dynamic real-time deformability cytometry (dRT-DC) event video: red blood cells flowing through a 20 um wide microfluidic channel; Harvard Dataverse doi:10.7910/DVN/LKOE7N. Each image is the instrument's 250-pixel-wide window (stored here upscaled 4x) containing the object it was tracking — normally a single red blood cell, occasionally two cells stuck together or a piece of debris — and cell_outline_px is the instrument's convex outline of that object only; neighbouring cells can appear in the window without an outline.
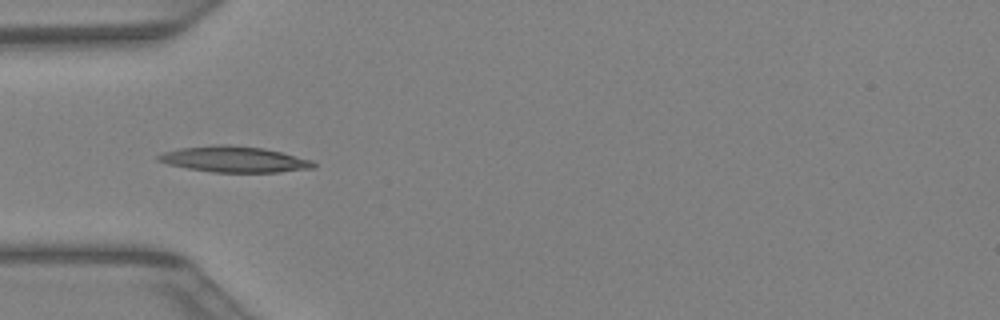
{"species": "Egyptian fruit bat (a non-hibernating species)", "species_latin": "Rousettus aegyptiacus", "temperature_condition": "warm", "stored_images_in_passage": 29, "camera_frame_rate_fps": 3000, "um_per_image_px": 0.085, "animal": {"sex": "female"}, "frame": {"image": 1, "passage_image": 1, "time_ms": 0.0, "image_size_px": [1000, 320], "cell_outline_px": [[316, 168], [280, 172], [212, 172], [188, 168], [168, 164], [156, 160], [156, 156], [164, 152], [180, 148], [212, 144], [228, 144], [264, 148], [312, 160], [316, 164]], "centroid_in_image_um": [19.91, 13.53], "position_along_channel_um": 65.1, "area_um2": 23.52}}
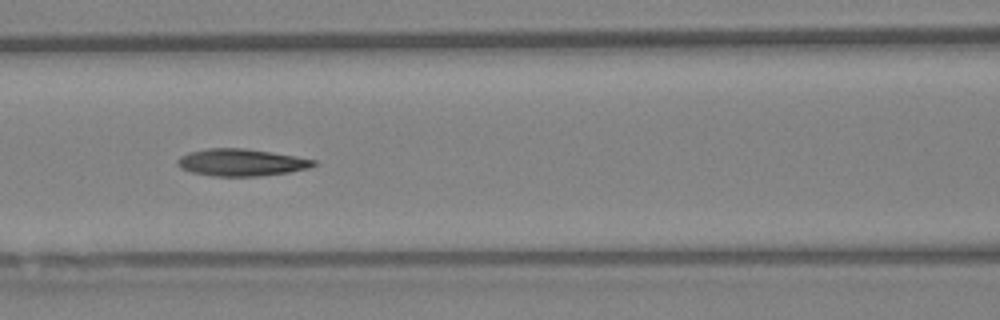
{"frame": {"image": 2, "passage_image": 6, "time_ms": 1.667, "image_size_px": [1000, 320], "cell_outline_px": [[316, 164], [308, 168], [288, 172], [260, 176], [212, 176], [192, 172], [180, 168], [176, 164], [176, 160], [180, 156], [188, 152], [208, 148], [244, 148], [296, 156], [316, 160]], "centroid_in_image_um": [20.46, 13.8], "position_along_channel_um": 146.1, "area_um2": 21.5}}
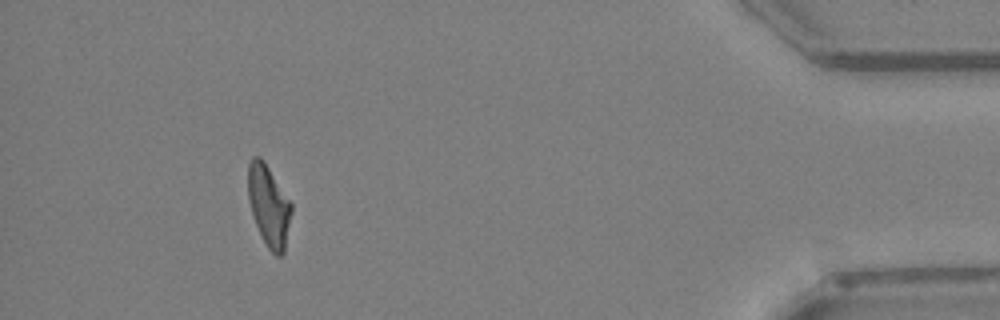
{"frame": {"image": 3, "passage_image": 26, "time_ms": 8.333, "image_size_px": [1000, 320], "cell_outline_px": [[292, 212], [284, 252], [280, 256], [276, 256], [268, 248], [256, 224], [248, 200], [248, 164], [252, 156], [260, 156], [264, 160], [292, 204]], "centroid_in_image_um": [22.85, 17.46], "position_along_channel_um": 412.4, "area_um2": 20.4}}